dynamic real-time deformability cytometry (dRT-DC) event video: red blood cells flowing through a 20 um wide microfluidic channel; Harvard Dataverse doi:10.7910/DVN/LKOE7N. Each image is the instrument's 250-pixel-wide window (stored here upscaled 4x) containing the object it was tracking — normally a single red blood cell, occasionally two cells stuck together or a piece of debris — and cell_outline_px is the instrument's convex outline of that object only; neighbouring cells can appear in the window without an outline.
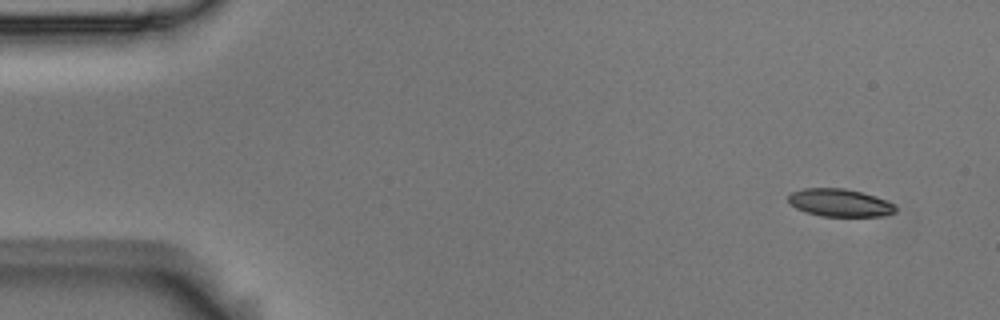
{"species": "Egyptian fruit bat (a non-hibernating species)", "species_latin": "Rousettus aegyptiacus", "temperature_condition": "room temperature", "stored_images_in_passage": 6, "segment_of_instrument_passage": [2, 2], "camera_frame_rate_fps": 3000, "um_per_image_px": 0.085, "animal": {"sex": "male"}, "frame": {"image": 1, "passage_image": 6, "time_ms": 1.667, "image_size_px": [1000, 320], "cell_outline_px": [[896, 212], [880, 216], [820, 216], [796, 208], [788, 200], [788, 196], [792, 192], [804, 188], [844, 188], [860, 192], [884, 200], [892, 204], [896, 208]], "centroid_in_image_um": [71.35, 17.23], "position_along_channel_um": 13.7, "area_um2": 16.94}}